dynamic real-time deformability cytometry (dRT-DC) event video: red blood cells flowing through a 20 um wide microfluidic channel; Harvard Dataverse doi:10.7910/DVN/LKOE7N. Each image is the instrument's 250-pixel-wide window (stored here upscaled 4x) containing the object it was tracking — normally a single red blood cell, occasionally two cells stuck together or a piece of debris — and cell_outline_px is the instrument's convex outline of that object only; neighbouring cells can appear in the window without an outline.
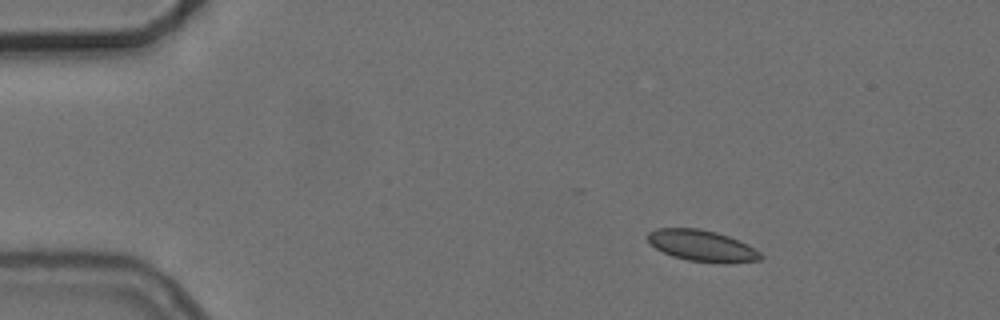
{"species": "common noctule bat (a hibernating species)", "species_latin": "Nyctalus noctula", "temperature_condition": "cold", "stored_images_in_passage": 3, "camera_frame_rate_fps": 3000, "um_per_image_px": 0.085, "animal": {"sex": "female", "body_mass_g": 24.6, "forearm_length_mm": 56.2}, "frame": {"image": 1, "passage_image": 1, "time_ms": 0.0, "image_size_px": [1000, 320], "cell_outline_px": [[764, 256], [760, 260], [732, 264], [724, 264], [688, 260], [672, 256], [656, 248], [648, 240], [648, 232], [656, 228], [700, 228], [716, 232], [728, 236], [748, 244], [760, 252]], "centroid_in_image_um": [59.72, 20.9], "position_along_channel_um": 25.3, "area_um2": 20.75}}
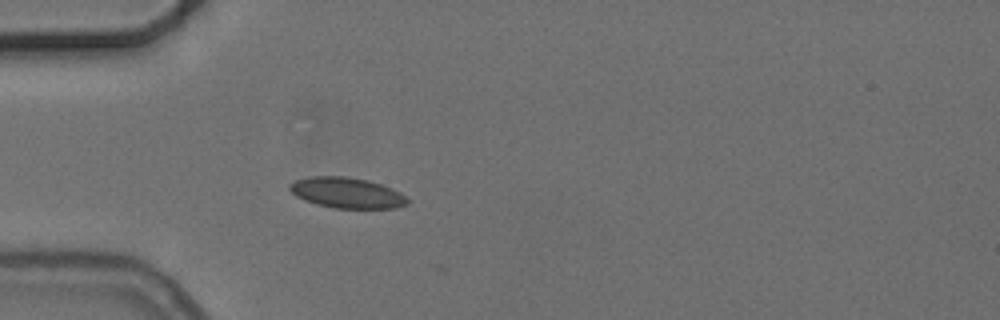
{"frame": {"image": 2, "passage_image": 3, "time_ms": 2.667, "image_size_px": [1000, 320], "cell_outline_px": [[408, 204], [396, 208], [332, 208], [316, 204], [304, 200], [296, 196], [288, 188], [288, 184], [296, 180], [308, 176], [344, 176], [368, 180], [392, 188], [400, 192], [408, 200]], "centroid_in_image_um": [29.46, 16.38], "position_along_channel_um": 55.5, "area_um2": 21.1}}